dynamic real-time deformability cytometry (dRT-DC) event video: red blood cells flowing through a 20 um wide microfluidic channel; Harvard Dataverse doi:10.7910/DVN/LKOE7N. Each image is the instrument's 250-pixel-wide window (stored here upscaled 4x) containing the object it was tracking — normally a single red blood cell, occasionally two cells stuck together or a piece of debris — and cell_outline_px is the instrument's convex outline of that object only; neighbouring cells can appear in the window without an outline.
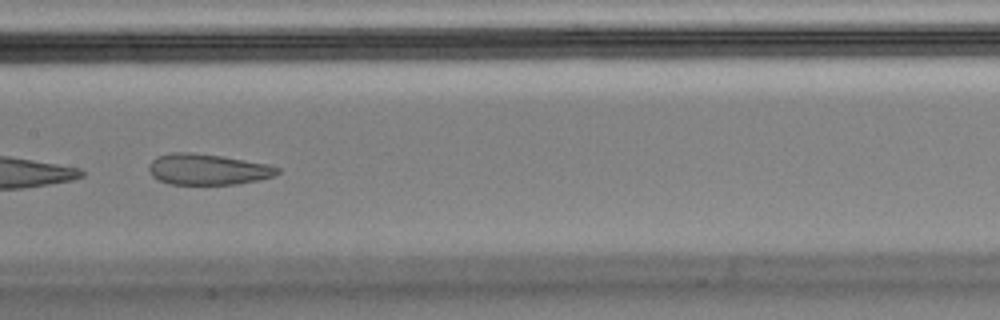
{"species": "Egyptian fruit bat (a non-hibernating species)", "species_latin": "Rousettus aegyptiacus", "temperature_condition": "cold", "stored_images_in_passage": 5, "camera_frame_rate_fps": 3000, "um_per_image_px": 0.085, "animal": {"sex": "male"}, "frame": {"image": 1, "passage_image": 5, "time_ms": 1.333, "image_size_px": [1000, 320], "cell_outline_px": [[280, 172], [276, 176], [236, 184], [172, 184], [160, 180], [152, 176], [148, 168], [152, 160], [156, 156], [172, 152], [188, 152], [220, 156], [268, 164], [280, 168]], "centroid_in_image_um": [17.66, 14.39], "position_along_channel_um": 189.7, "area_um2": 23.0}}